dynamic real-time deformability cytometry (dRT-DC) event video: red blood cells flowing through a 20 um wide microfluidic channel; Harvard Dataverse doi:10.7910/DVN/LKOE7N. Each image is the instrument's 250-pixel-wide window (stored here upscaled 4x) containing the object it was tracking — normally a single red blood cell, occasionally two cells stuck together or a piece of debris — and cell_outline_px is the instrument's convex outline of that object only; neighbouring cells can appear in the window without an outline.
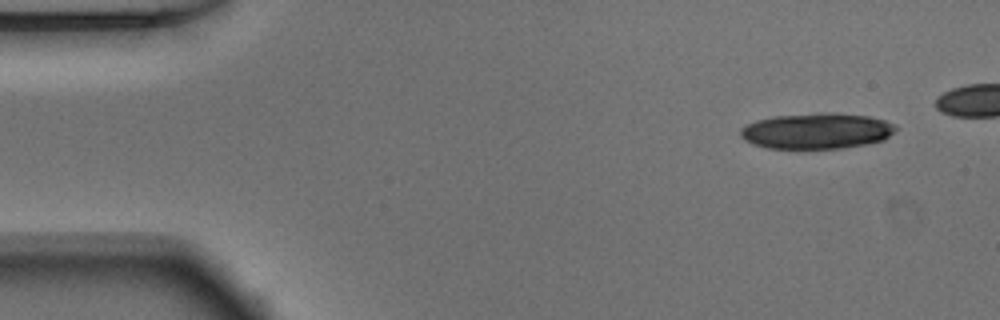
{"species": "Egyptian fruit bat (a non-hibernating species)", "species_latin": "Rousettus aegyptiacus", "temperature_condition": "warm", "stored_images_in_passage": 16, "camera_frame_rate_fps": 3000, "um_per_image_px": 0.085, "animal": {"sex": "male"}, "frame": {"image": 1, "passage_image": 1, "time_ms": 0.0, "image_size_px": [1000, 320], "cell_outline_px": [[900, 128], [884, 140], [868, 144], [844, 148], [768, 148], [752, 144], [744, 140], [740, 136], [740, 128], [756, 120], [776, 116], [820, 112], [832, 112], [868, 116], [884, 120], [896, 124]], "centroid_in_image_um": [69.46, 11.12], "position_along_channel_um": 15.5, "area_um2": 32.71}}